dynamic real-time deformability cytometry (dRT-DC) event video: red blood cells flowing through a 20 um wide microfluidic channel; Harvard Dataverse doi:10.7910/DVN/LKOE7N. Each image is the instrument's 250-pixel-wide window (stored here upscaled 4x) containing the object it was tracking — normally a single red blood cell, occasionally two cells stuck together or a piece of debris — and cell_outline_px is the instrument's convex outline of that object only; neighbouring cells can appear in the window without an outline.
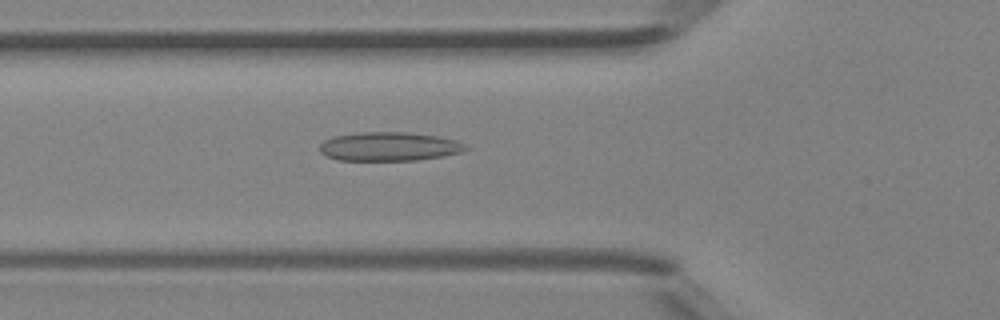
{"species": "Egyptian fruit bat (a non-hibernating species)", "species_latin": "Rousettus aegyptiacus", "temperature_condition": "room temperature", "stored_images_in_passage": 47, "camera_frame_rate_fps": 3000, "um_per_image_px": 0.085, "animal": {"sex": "female"}, "frame": {"image": 1, "passage_image": 17, "time_ms": 5.333, "image_size_px": [1000, 320], "cell_outline_px": [[472, 148], [460, 152], [444, 156], [416, 160], [336, 160], [320, 152], [320, 144], [324, 140], [332, 136], [360, 132], [404, 132], [436, 136], [456, 140]], "centroid_in_image_um": [33.07, 12.45], "position_along_channel_um": 92.7, "area_um2": 24.57}}
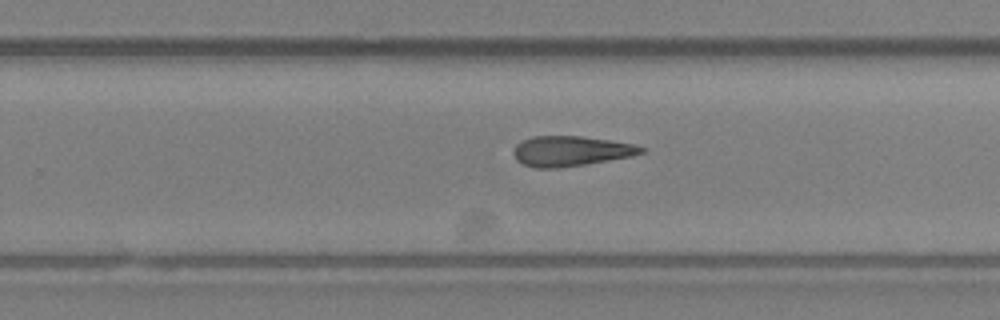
{"frame": {"image": 2, "passage_image": 30, "time_ms": 9.667, "image_size_px": [1000, 320], "cell_outline_px": [[648, 148], [644, 152], [632, 156], [584, 164], [556, 168], [532, 168], [516, 160], [512, 152], [516, 144], [532, 136], [580, 136], [608, 140], [632, 144]], "centroid_in_image_um": [48.49, 12.84], "position_along_channel_um": 281.3, "area_um2": 22.31}}
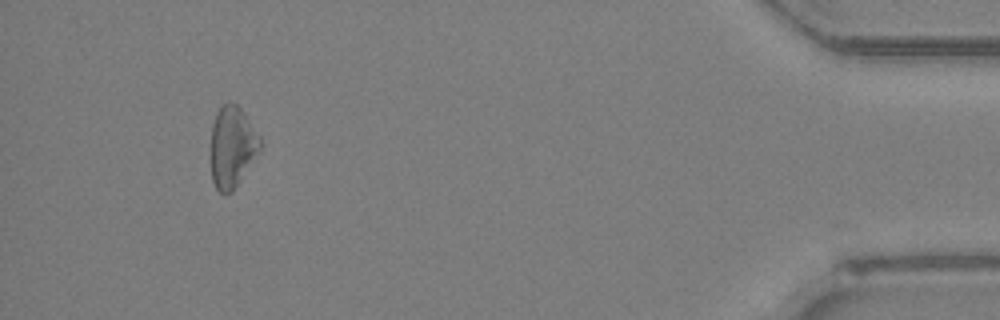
{"frame": {"image": 3, "passage_image": 44, "time_ms": 14.333, "image_size_px": [1000, 320], "cell_outline_px": [[264, 144], [260, 152], [232, 192], [224, 196], [216, 188], [212, 180], [212, 124], [216, 112], [220, 104], [236, 104], [240, 108], [260, 136]], "centroid_in_image_um": [19.77, 12.51], "position_along_channel_um": 415.4, "area_um2": 23.41}}